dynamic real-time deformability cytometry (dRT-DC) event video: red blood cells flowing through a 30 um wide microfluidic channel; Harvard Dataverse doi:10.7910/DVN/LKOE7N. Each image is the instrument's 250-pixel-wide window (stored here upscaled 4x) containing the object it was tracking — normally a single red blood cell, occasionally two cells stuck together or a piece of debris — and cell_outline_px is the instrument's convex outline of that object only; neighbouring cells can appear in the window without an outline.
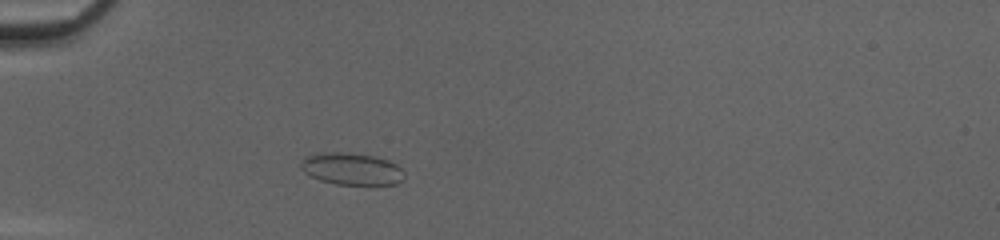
{"species": "common noctule bat (a hibernating species)", "species_latin": "Nyctalus noctula", "temperature_condition": "cold", "stored_images_in_passage": 42, "camera_frame_rate_fps": 3000, "um_per_image_px": 0.085, "animal": {"sex": "female", "body_mass_g": 20.0, "forearm_length_mm": 54.0}, "frame": {"image": 1, "passage_image": 8, "time_ms": 2.333, "image_size_px": [1000, 240], "cell_outline_px": [[404, 180], [396, 184], [336, 184], [320, 180], [304, 172], [300, 168], [300, 164], [304, 156], [316, 152], [340, 152], [372, 156], [388, 160], [396, 164], [404, 172]], "centroid_in_image_um": [29.86, 14.35], "position_along_channel_um": 55.1, "area_um2": 19.31}}
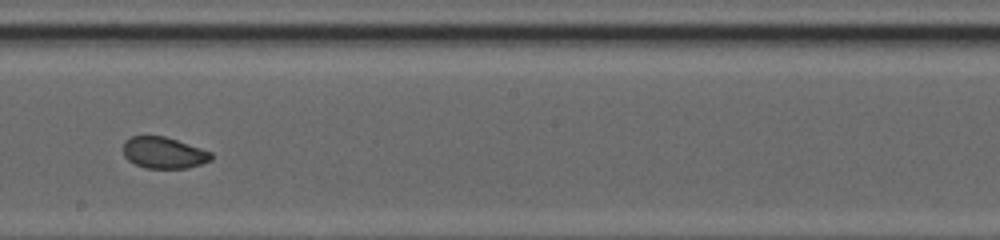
{"frame": {"image": 2, "passage_image": 22, "time_ms": 7.0, "image_size_px": [1000, 240], "cell_outline_px": [[212, 160], [188, 168], [144, 168], [128, 160], [124, 156], [124, 140], [132, 136], [164, 136], [212, 152]], "centroid_in_image_um": [13.91, 12.99], "position_along_channel_um": 234.3, "area_um2": 16.01}}
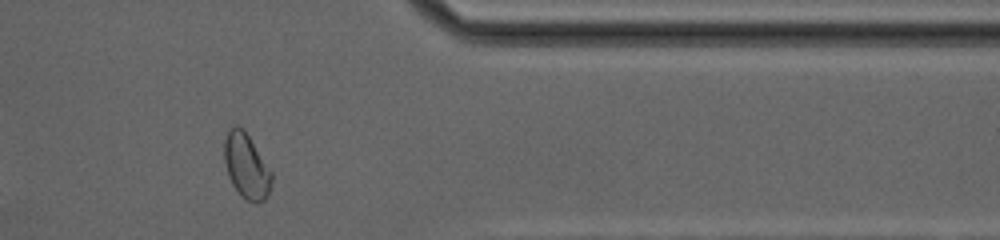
{"frame": {"image": 3, "passage_image": 34, "time_ms": 11.0, "image_size_px": [1000, 240], "cell_outline_px": [[272, 180], [268, 192], [264, 200], [248, 200], [240, 196], [232, 184], [228, 176], [224, 160], [224, 140], [232, 124], [236, 124], [244, 128], [272, 172]], "centroid_in_image_um": [20.91, 14.05], "position_along_channel_um": 390.5, "area_um2": 17.8}, "authors_computed_cell_mechanics": {"area_um2": 17.5423, "velocity_mm_per_s": 4.1692, "shape_relaxation_time_tau1_ms": 7.2347, "shape_relaxation_time_tau2_ms": 1.5299, "deformation_change_tau1": 0.1491, "deformation_change_tau2": 0.0542}}